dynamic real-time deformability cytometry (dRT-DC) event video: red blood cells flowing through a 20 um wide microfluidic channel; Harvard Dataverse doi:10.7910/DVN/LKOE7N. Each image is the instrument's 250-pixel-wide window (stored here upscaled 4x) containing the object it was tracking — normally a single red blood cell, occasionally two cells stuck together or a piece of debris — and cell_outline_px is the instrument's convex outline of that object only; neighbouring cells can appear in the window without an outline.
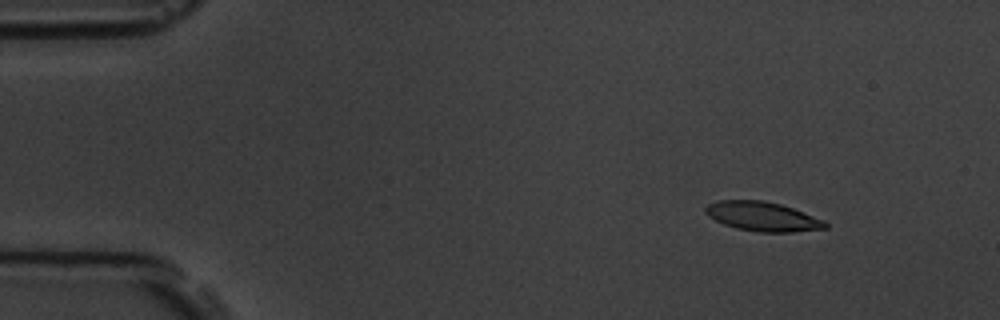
{"species": "common noctule bat (a hibernating species)", "species_latin": "Nyctalus noctula", "temperature_condition": "room temperature", "stored_images_in_passage": 5, "camera_frame_rate_fps": 3000, "um_per_image_px": 0.085, "animal": {"sex": "male", "body_mass_g": 19.5, "forearm_length_mm": 54.6}, "frame": {"image": 1, "passage_image": 2, "time_ms": 2.0, "image_size_px": [1000, 320], "cell_outline_px": [[828, 228], [792, 232], [760, 232], [736, 228], [724, 224], [708, 216], [704, 212], [704, 208], [708, 204], [716, 200], [764, 200], [780, 204], [792, 208], [824, 220], [828, 224]], "centroid_in_image_um": [64.8, 18.39], "position_along_channel_um": 20.2, "area_um2": 20.46}}
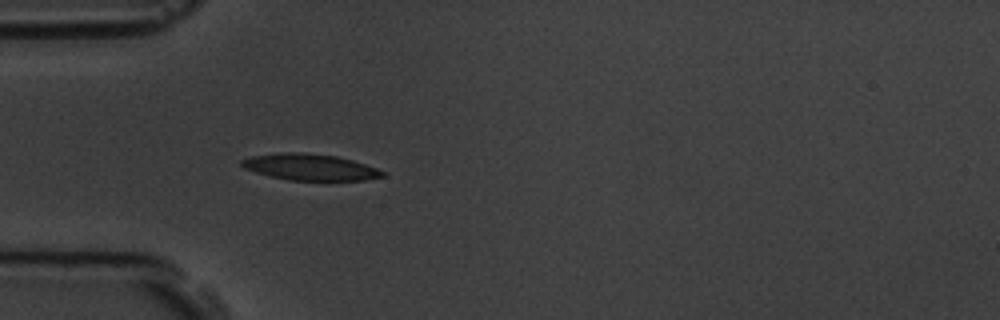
{"frame": {"image": 2, "passage_image": 5, "time_ms": 5.333, "image_size_px": [1000, 320], "cell_outline_px": [[384, 176], [364, 180], [288, 180], [256, 172], [244, 168], [240, 164], [240, 160], [252, 156], [280, 152], [300, 152], [336, 156], [352, 160], [376, 168], [384, 172]], "centroid_in_image_um": [26.32, 14.2], "position_along_channel_um": 58.7, "area_um2": 21.39}}